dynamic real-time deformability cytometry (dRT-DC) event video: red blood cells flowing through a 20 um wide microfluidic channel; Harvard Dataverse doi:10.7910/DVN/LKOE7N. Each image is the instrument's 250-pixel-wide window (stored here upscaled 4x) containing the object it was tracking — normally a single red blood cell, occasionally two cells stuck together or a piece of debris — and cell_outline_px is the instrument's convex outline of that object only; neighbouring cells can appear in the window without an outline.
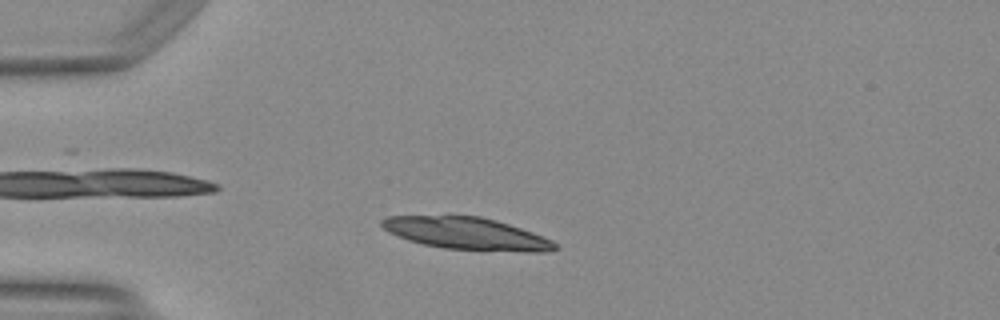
{"species": "Egyptian fruit bat (a non-hibernating species)", "species_latin": "Rousettus aegyptiacus", "temperature_condition": "warm", "stored_images_in_passage": 47, "camera_frame_rate_fps": 3000, "um_per_image_px": 0.085, "animal": {"sex": "female"}, "frame": {"image": 1, "passage_image": 10, "time_ms": 3.0, "image_size_px": [1000, 320], "cell_outline_px": [[560, 248], [540, 252], [484, 252], [444, 248], [424, 244], [408, 240], [388, 232], [380, 224], [380, 220], [388, 216], [480, 216], [496, 220], [532, 232], [552, 240]], "centroid_in_image_um": [39.69, 19.87], "position_along_channel_um": 45.3, "area_um2": 32.77}}